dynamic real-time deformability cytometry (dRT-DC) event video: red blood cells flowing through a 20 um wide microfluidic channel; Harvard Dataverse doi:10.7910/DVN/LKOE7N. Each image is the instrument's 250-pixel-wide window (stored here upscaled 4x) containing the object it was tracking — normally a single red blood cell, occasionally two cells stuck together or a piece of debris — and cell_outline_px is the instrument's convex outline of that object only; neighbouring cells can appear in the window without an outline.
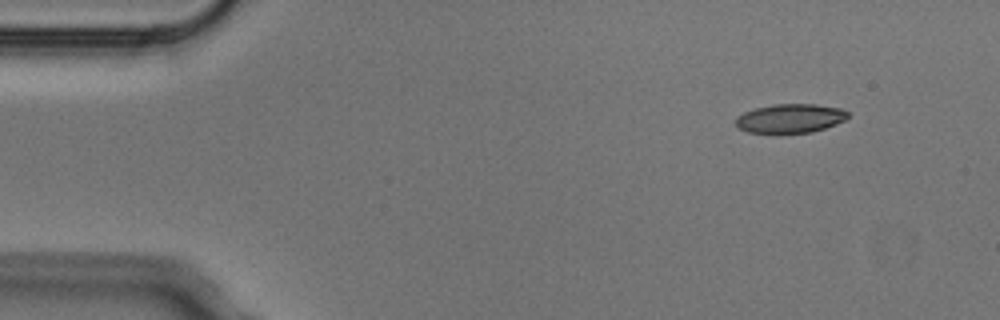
{"species": "Egyptian fruit bat (a non-hibernating species)", "species_latin": "Rousettus aegyptiacus", "temperature_condition": "cold", "stored_images_in_passage": 3, "camera_frame_rate_fps": 3000, "um_per_image_px": 0.085, "animal": {"sex": "male"}, "frame": {"image": 1, "passage_image": 1, "time_ms": 0.0, "image_size_px": [1000, 320], "cell_outline_px": [[848, 116], [844, 120], [836, 124], [812, 132], [776, 136], [748, 132], [740, 128], [736, 124], [736, 116], [744, 112], [756, 108], [772, 104], [816, 104], [840, 108], [848, 112]], "centroid_in_image_um": [67.13, 10.1], "position_along_channel_um": 17.9, "area_um2": 19.59}}
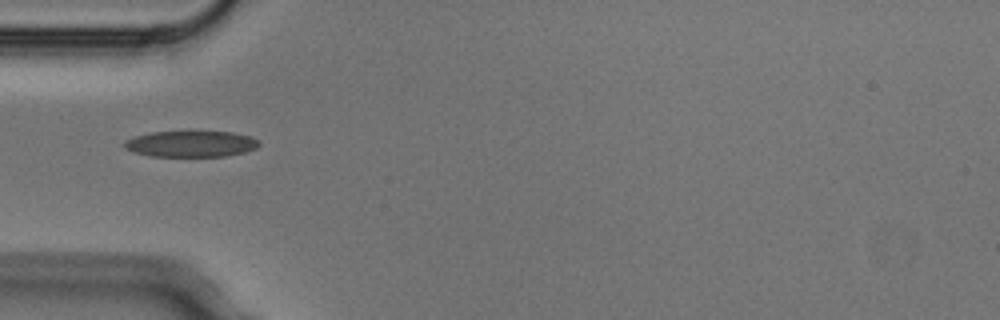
{"frame": {"image": 2, "passage_image": 3, "time_ms": 0.667, "image_size_px": [1000, 320], "cell_outline_px": [[260, 144], [256, 148], [244, 152], [228, 156], [148, 156], [132, 152], [124, 148], [124, 140], [136, 136], [152, 132], [232, 132], [252, 136], [260, 140]], "centroid_in_image_um": [16.24, 12.23], "position_along_channel_um": 68.8, "area_um2": 20.58}}